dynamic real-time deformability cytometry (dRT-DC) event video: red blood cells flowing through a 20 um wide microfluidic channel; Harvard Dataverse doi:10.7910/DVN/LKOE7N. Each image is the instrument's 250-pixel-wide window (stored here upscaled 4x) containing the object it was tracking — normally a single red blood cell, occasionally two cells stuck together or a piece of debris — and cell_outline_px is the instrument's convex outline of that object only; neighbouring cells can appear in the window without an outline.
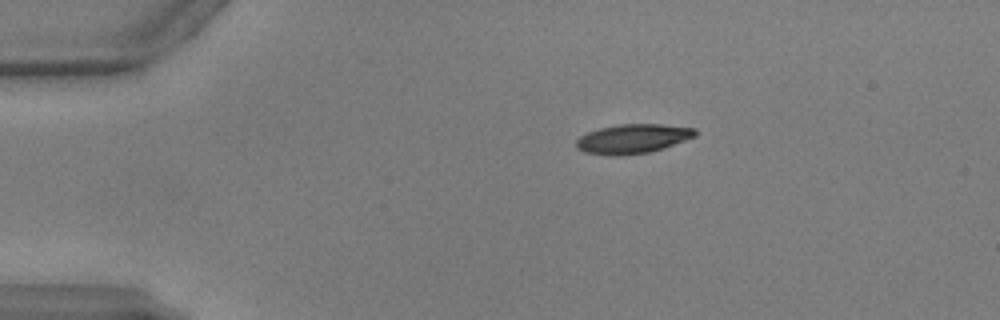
{"species": "common noctule bat (a hibernating species)", "species_latin": "Nyctalus noctula", "temperature_condition": "warm", "stored_images_in_passage": 43, "camera_frame_rate_fps": 3000, "um_per_image_px": 0.085, "animal": {"sex": "male", "body_mass_g": 17.9, "forearm_length_mm": 54.2}, "frame": {"image": 1, "passage_image": 1, "time_ms": 0.0, "image_size_px": [1000, 320], "cell_outline_px": [[696, 136], [648, 152], [616, 156], [612, 156], [584, 152], [576, 148], [576, 140], [580, 136], [588, 132], [600, 128], [620, 124], [660, 124], [696, 128]], "centroid_in_image_um": [53.74, 11.79], "position_along_channel_um": 31.3, "area_um2": 20.06}}
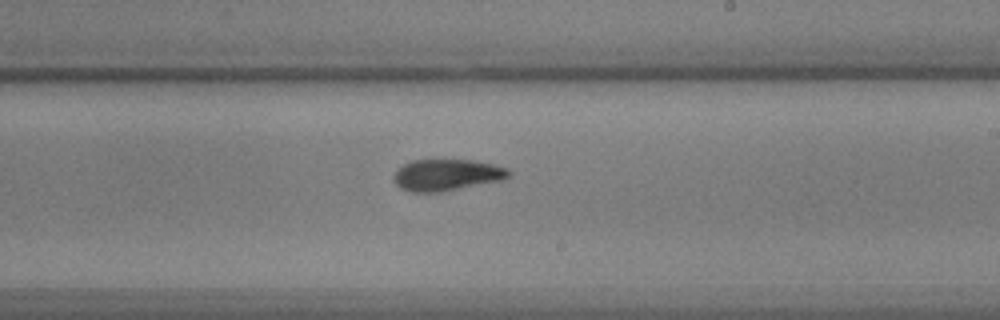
{"frame": {"image": 2, "passage_image": 22, "time_ms": 7.0, "image_size_px": [1000, 320], "cell_outline_px": [[512, 172], [504, 180], [440, 192], [412, 192], [400, 188], [396, 184], [396, 172], [404, 164], [412, 160], [472, 160], [492, 164], [508, 168]], "centroid_in_image_um": [38.03, 14.87], "position_along_channel_um": 251.0, "area_um2": 20.92}}
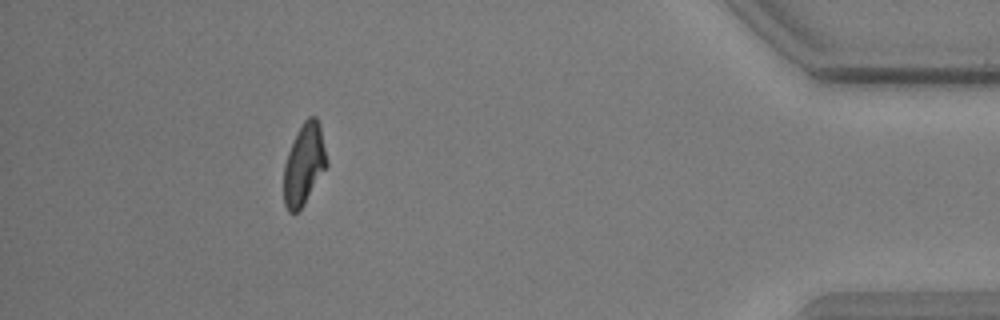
{"frame": {"image": 3, "passage_image": 38, "time_ms": 12.333, "image_size_px": [1000, 320], "cell_outline_px": [[328, 164], [304, 204], [296, 212], [288, 212], [284, 204], [284, 164], [288, 152], [296, 132], [304, 120], [308, 116], [316, 116], [320, 124], [328, 160]], "centroid_in_image_um": [25.85, 13.93], "position_along_channel_um": 409.4, "area_um2": 20.35}, "authors_computed_cell_mechanics": {"area_um2": 20.9236, "velocity_mm_per_s": 3.9191, "shape_relaxation_time_tau1_ms": 4.1336, "shape_relaxation_time_tau2_ms": 2.463, "deformation_change_tau1": 0.1547, "deformation_change_tau2": 0.0894}}